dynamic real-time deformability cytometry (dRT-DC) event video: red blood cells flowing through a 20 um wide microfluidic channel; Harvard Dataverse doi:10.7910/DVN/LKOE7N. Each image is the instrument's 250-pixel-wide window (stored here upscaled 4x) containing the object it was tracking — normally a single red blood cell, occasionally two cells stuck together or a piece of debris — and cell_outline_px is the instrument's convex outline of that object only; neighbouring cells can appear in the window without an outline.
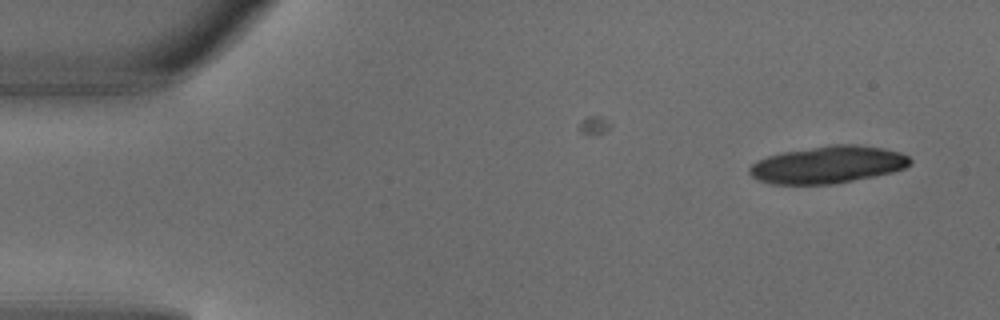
{"species": "common noctule bat (a hibernating species)", "species_latin": "Nyctalus noctula", "temperature_condition": "warm", "stored_images_in_passage": 4, "camera_frame_rate_fps": 3000, "um_per_image_px": 0.085, "animal": {"sex": "male", "body_mass_g": 18.8}, "frame": {"image": 1, "passage_image": 4, "time_ms": 1.0, "image_size_px": [1000, 320], "cell_outline_px": [[912, 160], [904, 168], [892, 172], [832, 184], [772, 184], [760, 180], [752, 176], [748, 172], [748, 168], [756, 160], [768, 156], [784, 152], [828, 144], [856, 144], [884, 148], [900, 152], [908, 156]], "centroid_in_image_um": [70.35, 13.98], "position_along_channel_um": 14.7, "area_um2": 34.74}}